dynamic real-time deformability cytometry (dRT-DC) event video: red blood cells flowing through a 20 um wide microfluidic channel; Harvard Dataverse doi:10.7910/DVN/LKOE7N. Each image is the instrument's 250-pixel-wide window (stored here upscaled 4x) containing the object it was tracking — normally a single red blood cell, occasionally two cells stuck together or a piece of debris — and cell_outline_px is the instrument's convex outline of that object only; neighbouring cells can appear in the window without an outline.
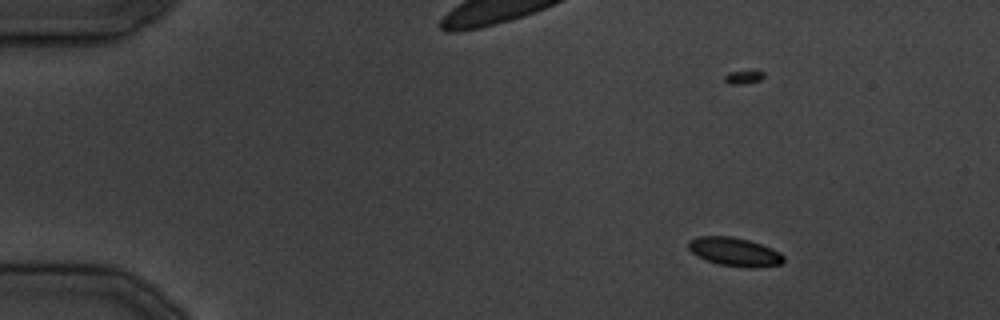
{"species": "common noctule bat (a hibernating species)", "species_latin": "Nyctalus noctula", "temperature_condition": "cold", "stored_images_in_passage": 37, "camera_frame_rate_fps": 3000, "um_per_image_px": 0.085, "animal": {"sex": "male", "body_mass_g": 19.5, "forearm_length_mm": 54.6}, "frame": {"image": 1, "passage_image": 6, "time_ms": 5.667, "image_size_px": [1000, 320], "cell_outline_px": [[784, 260], [780, 264], [756, 268], [748, 268], [720, 264], [696, 256], [688, 248], [688, 240], [700, 236], [732, 236], [748, 240], [772, 248], [780, 252], [784, 256]], "centroid_in_image_um": [62.44, 21.4], "position_along_channel_um": 22.6, "area_um2": 15.84}}